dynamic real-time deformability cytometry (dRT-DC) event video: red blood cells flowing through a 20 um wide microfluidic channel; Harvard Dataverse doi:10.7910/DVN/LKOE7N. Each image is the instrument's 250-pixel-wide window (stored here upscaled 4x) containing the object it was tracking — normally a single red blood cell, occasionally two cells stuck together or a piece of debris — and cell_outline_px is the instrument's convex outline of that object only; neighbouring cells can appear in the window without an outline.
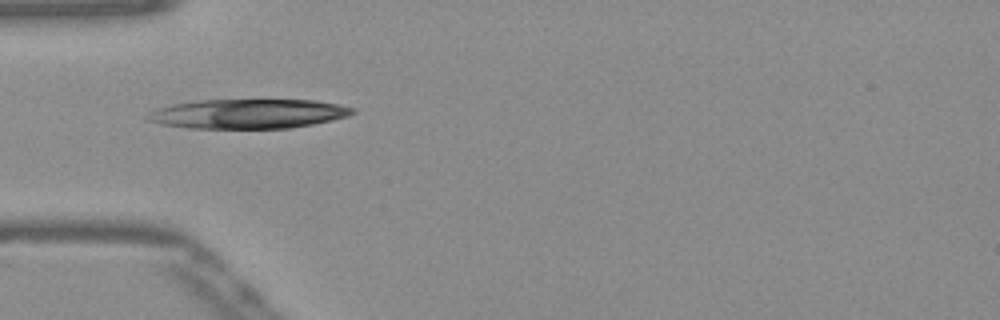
{"species": "Egyptian fruit bat (a non-hibernating species)", "species_latin": "Rousettus aegyptiacus", "temperature_condition": "warm", "stored_images_in_passage": 11, "camera_frame_rate_fps": 3000, "um_per_image_px": 0.085, "frame": {"image": 1, "passage_image": 1, "time_ms": 0.0, "image_size_px": [1000, 320], "cell_outline_px": [[356, 112], [348, 116], [332, 120], [292, 128], [188, 128], [160, 124], [148, 120], [144, 116], [148, 112], [156, 108], [172, 104], [196, 100], [312, 100], [336, 104], [356, 108]], "centroid_in_image_um": [21.05, 9.67], "position_along_channel_um": 63.9, "area_um2": 35.32}}
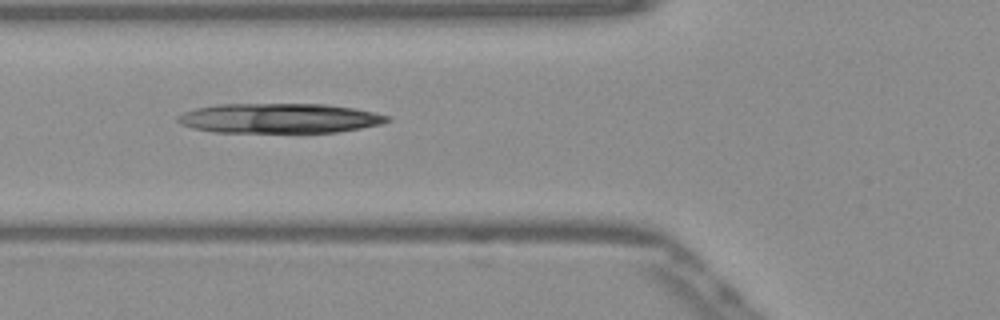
{"frame": {"image": 2, "passage_image": 4, "time_ms": 1.0, "image_size_px": [1000, 320], "cell_outline_px": [[392, 120], [380, 124], [360, 128], [336, 132], [212, 132], [192, 128], [180, 124], [176, 120], [176, 116], [184, 112], [196, 108], [216, 104], [324, 104], [356, 108], [376, 112], [392, 116]], "centroid_in_image_um": [23.76, 10.05], "position_along_channel_um": 102.0, "area_um2": 36.65}}